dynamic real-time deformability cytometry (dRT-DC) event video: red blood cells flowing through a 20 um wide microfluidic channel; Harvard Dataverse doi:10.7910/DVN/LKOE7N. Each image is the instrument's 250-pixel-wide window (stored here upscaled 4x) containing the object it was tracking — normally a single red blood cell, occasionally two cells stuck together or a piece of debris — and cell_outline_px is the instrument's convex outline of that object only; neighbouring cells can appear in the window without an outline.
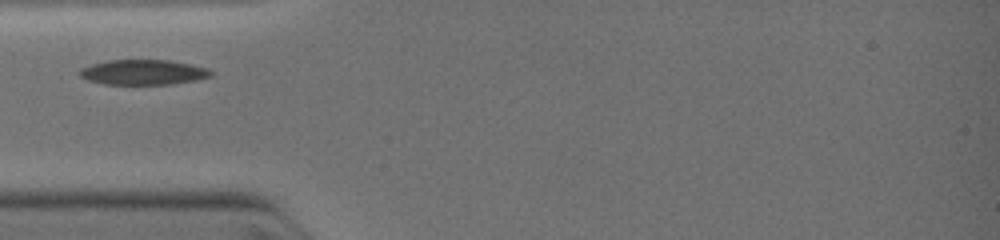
{"species": "common noctule bat (a hibernating species)", "species_latin": "Nyctalus noctula", "temperature_condition": "warm", "stored_images_in_passage": 7, "camera_frame_rate_fps": 3000, "um_per_image_px": 0.085, "animal": {"sex": "female", "body_mass_g": 19.0, "forearm_length_mm": 51.5}, "frame": {"image": 1, "passage_image": 1, "time_ms": 0.0, "image_size_px": [1000, 240], "cell_outline_px": [[212, 76], [196, 80], [172, 84], [104, 84], [88, 80], [80, 76], [80, 68], [92, 64], [108, 60], [168, 60], [208, 68], [212, 72]], "centroid_in_image_um": [12.17, 6.14], "position_along_channel_um": 72.8, "area_um2": 19.07}}
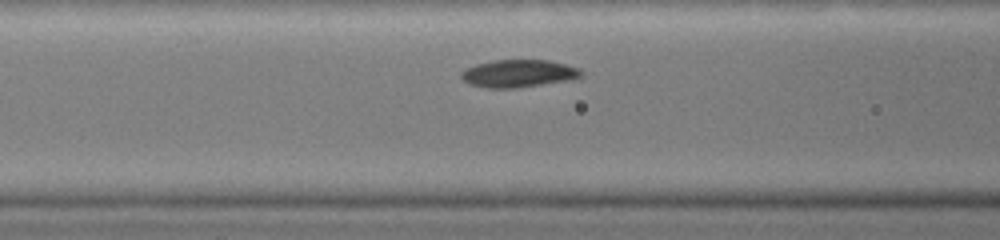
{"frame": {"image": 2, "passage_image": 4, "time_ms": 1.0, "image_size_px": [1000, 240], "cell_outline_px": [[584, 72], [580, 76], [568, 80], [520, 88], [488, 88], [468, 84], [460, 76], [460, 72], [476, 64], [492, 60], [548, 60], [580, 68]], "centroid_in_image_um": [44.06, 6.25], "position_along_channel_um": 122.5, "area_um2": 19.31}}
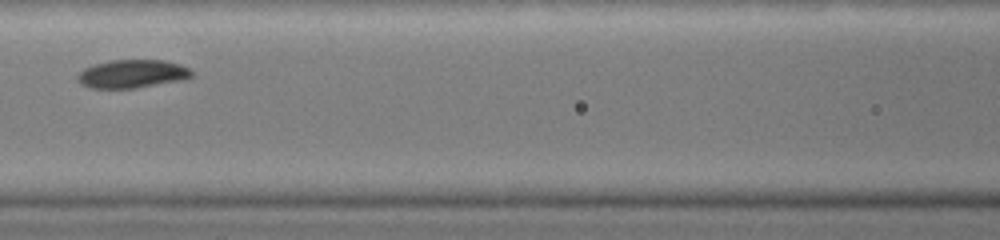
{"frame": {"image": 3, "passage_image": 6, "time_ms": 1.667, "image_size_px": [1000, 240], "cell_outline_px": [[192, 76], [184, 80], [136, 88], [92, 88], [76, 80], [76, 76], [84, 68], [96, 64], [112, 60], [164, 60], [180, 64], [188, 68], [192, 72]], "centroid_in_image_um": [11.26, 6.28], "position_along_channel_um": 155.3, "area_um2": 18.73}}